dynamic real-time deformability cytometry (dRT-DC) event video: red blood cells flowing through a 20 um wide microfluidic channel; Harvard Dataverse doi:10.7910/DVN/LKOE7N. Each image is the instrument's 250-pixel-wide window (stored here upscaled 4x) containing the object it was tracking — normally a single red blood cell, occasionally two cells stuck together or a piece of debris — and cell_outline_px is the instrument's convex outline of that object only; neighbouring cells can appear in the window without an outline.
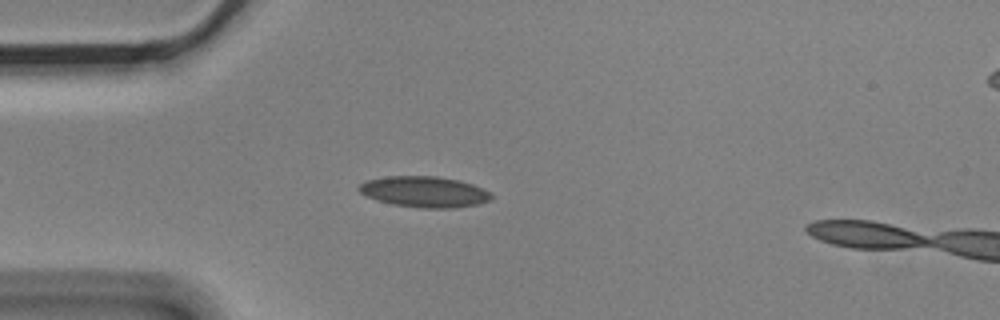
{"species": "Egyptian fruit bat (a non-hibernating species)", "species_latin": "Rousettus aegyptiacus", "temperature_condition": "cold", "stored_images_in_passage": 2, "segment_of_instrument_passage": [1, 2], "camera_frame_rate_fps": 3000, "um_per_image_px": 0.085, "animal": {"sex": "male"}, "frame": {"image": 1, "passage_image": 1, "time_ms": 0.0, "image_size_px": [1000, 320], "cell_outline_px": [[492, 200], [480, 204], [452, 208], [420, 208], [392, 204], [376, 200], [360, 192], [356, 188], [364, 180], [384, 176], [436, 176], [460, 180], [472, 184], [492, 192]], "centroid_in_image_um": [36.08, 16.3], "position_along_channel_um": 48.9, "area_um2": 24.16}}